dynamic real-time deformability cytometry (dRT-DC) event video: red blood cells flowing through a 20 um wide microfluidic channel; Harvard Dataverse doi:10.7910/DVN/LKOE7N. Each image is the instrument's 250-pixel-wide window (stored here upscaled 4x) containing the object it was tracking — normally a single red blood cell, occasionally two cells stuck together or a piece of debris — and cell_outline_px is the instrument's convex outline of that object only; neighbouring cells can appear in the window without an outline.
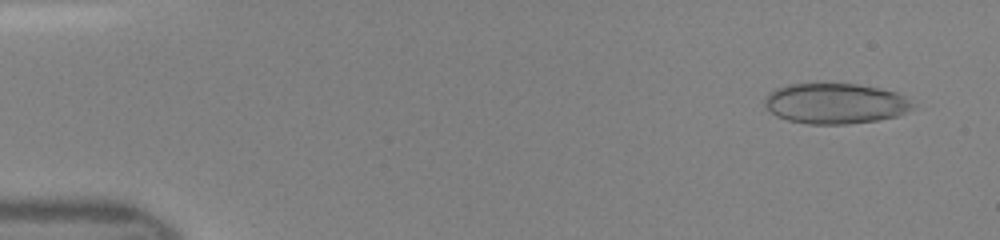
{"species": "human", "species_latin": "Homo sapiens", "temperature_condition": "room temperature", "stored_images_in_passage": 47, "camera_frame_rate_fps": 3000, "um_per_image_px": 0.085, "donor": {"sex": "female"}, "frame": {"image": 1, "passage_image": 3, "time_ms": 0.667, "image_size_px": [1000, 240], "cell_outline_px": [[912, 108], [896, 116], [876, 120], [848, 124], [808, 124], [788, 120], [776, 116], [764, 104], [764, 100], [776, 88], [788, 84], [856, 84], [896, 92], [912, 104]], "centroid_in_image_um": [70.95, 8.8], "position_along_channel_um": 14.0, "area_um2": 34.28}}
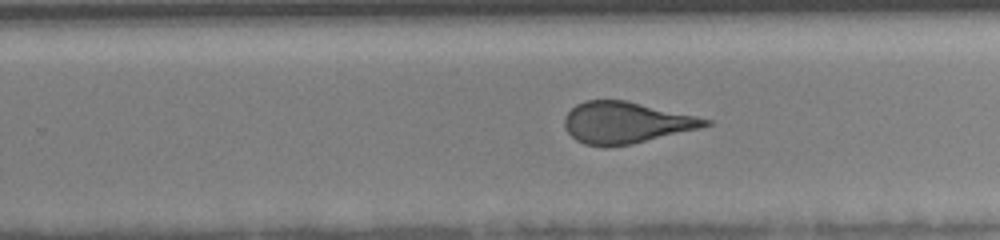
{"frame": {"image": 2, "passage_image": 30, "time_ms": 9.667, "image_size_px": [1000, 240], "cell_outline_px": [[712, 124], [700, 128], [632, 144], [608, 148], [604, 148], [584, 144], [576, 140], [564, 128], [564, 116], [576, 104], [584, 100], [624, 100], [696, 116], [712, 120]], "centroid_in_image_um": [53.16, 10.44], "position_along_channel_um": 276.6, "area_um2": 34.1}}
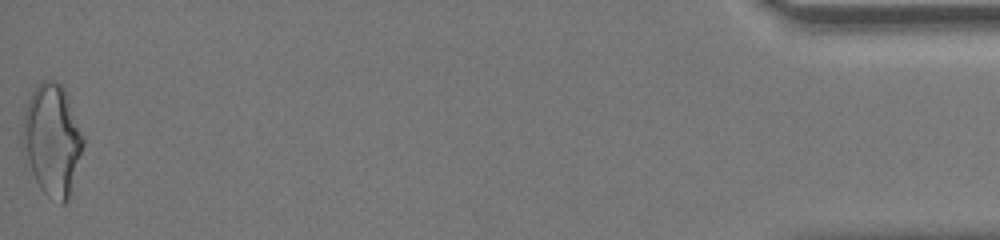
{"frame": {"image": 3, "passage_image": 47, "time_ms": 15.333, "image_size_px": [1000, 240], "cell_outline_px": [[84, 144], [68, 200], [64, 204], [60, 204], [48, 196], [40, 188], [20, 152], [20, 148], [24, 112], [28, 100], [32, 92], [40, 80], [56, 80], [64, 88], [84, 136]], "centroid_in_image_um": [4.4, 11.89], "position_along_channel_um": 430.8, "area_um2": 39.77}}